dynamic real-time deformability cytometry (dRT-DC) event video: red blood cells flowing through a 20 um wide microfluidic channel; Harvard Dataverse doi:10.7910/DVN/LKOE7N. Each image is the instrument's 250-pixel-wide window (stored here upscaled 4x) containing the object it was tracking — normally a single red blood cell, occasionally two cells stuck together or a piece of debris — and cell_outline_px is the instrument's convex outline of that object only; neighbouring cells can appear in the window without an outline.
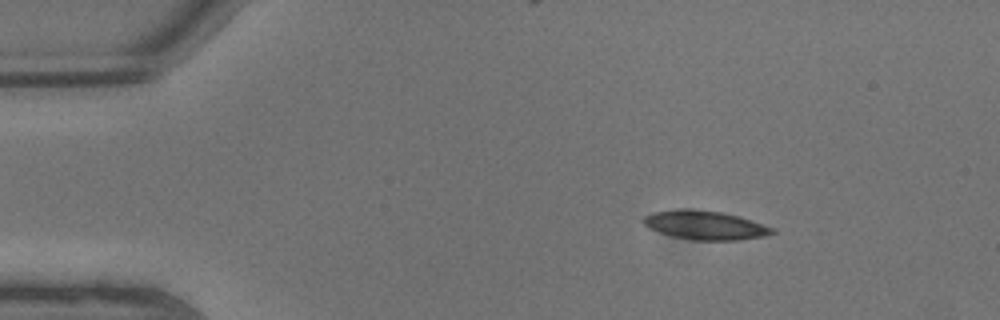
{"species": "common noctule bat (a hibernating species)", "species_latin": "Nyctalus noctula", "temperature_condition": "warm", "stored_images_in_passage": 4, "camera_frame_rate_fps": 3000, "um_per_image_px": 0.085, "animal": {"sex": "male", "body_mass_g": 13.3}, "frame": {"image": 1, "passage_image": 1, "time_ms": 0.0, "image_size_px": [1000, 320], "cell_outline_px": [[776, 232], [768, 236], [740, 240], [692, 240], [672, 236], [648, 228], [640, 220], [644, 216], [652, 212], [680, 208], [692, 208], [724, 212], [776, 228]], "centroid_in_image_um": [59.93, 19.13], "position_along_channel_um": 25.1, "area_um2": 22.08}}
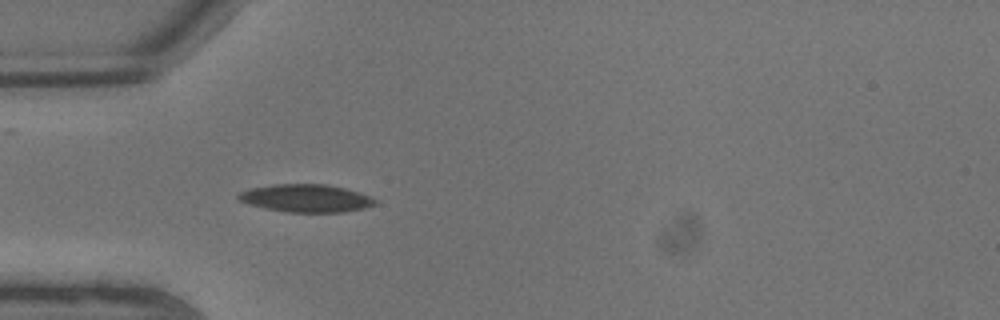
{"frame": {"image": 2, "passage_image": 4, "time_ms": 1.0, "image_size_px": [1000, 320], "cell_outline_px": [[376, 204], [364, 208], [344, 212], [284, 212], [264, 208], [240, 200], [236, 196], [240, 192], [252, 188], [272, 184], [324, 184], [344, 188], [372, 196], [376, 200]], "centroid_in_image_um": [26.04, 16.85], "position_along_channel_um": 59.0, "area_um2": 22.02}}